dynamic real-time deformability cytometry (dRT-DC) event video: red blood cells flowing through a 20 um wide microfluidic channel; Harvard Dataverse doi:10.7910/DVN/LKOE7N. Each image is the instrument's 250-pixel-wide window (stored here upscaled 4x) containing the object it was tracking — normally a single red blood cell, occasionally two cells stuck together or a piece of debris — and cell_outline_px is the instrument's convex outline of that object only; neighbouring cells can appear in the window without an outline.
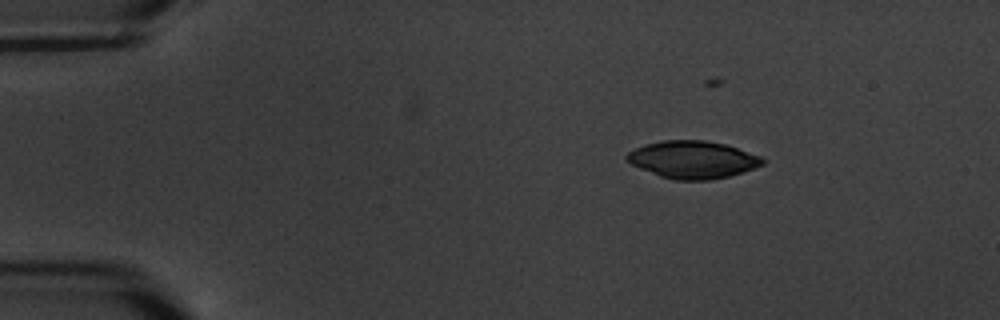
{"species": "common noctule bat (a hibernating species)", "species_latin": "Nyctalus noctula", "temperature_condition": "warm", "stored_images_in_passage": 4, "camera_frame_rate_fps": 3000, "um_per_image_px": 0.085, "animal": {"sex": "male", "body_mass_g": 20.1, "forearm_length_mm": 53.5}, "frame": {"image": 1, "passage_image": 2, "time_ms": 1.0, "image_size_px": [1000, 320], "cell_outline_px": [[768, 160], [764, 164], [728, 176], [708, 180], [676, 180], [660, 176], [640, 168], [624, 160], [624, 156], [628, 152], [644, 144], [664, 140], [704, 140], [724, 144], [764, 156]], "centroid_in_image_um": [58.88, 13.56], "position_along_channel_um": 26.1, "area_um2": 29.65}}